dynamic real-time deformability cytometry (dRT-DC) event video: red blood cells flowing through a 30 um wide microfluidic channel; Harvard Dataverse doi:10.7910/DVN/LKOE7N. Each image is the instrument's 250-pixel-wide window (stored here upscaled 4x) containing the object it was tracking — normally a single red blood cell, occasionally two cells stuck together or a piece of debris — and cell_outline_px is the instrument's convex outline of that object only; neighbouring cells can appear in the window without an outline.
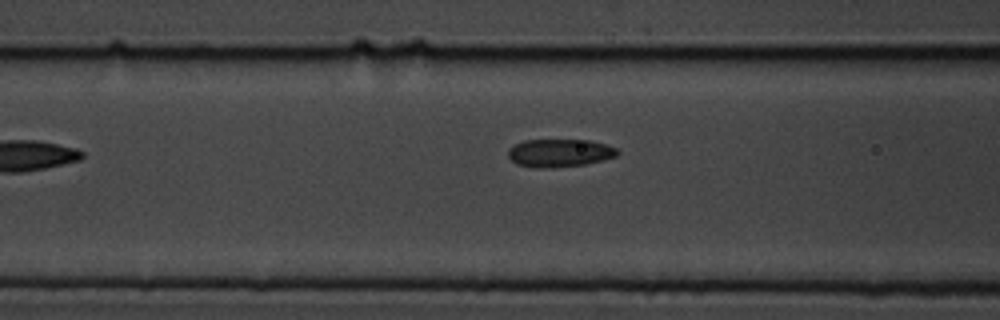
{"species": "common noctule bat (a hibernating species)", "species_latin": "Nyctalus noctula", "temperature_condition": "cold", "stored_images_in_passage": 4, "camera_frame_rate_fps": 3000, "um_per_image_px": 0.085, "animal": {"sex": "male", "body_mass_g": 19.5, "forearm_length_mm": 54.6}, "frame": {"image": 1, "passage_image": 3, "time_ms": 2.333, "image_size_px": [1000, 320], "cell_outline_px": [[620, 152], [616, 156], [604, 160], [584, 164], [552, 168], [536, 168], [516, 164], [508, 156], [508, 148], [524, 140], [588, 140], [604, 144], [616, 148]], "centroid_in_image_um": [47.55, 13.01], "position_along_channel_um": 119.0, "area_um2": 17.8}}
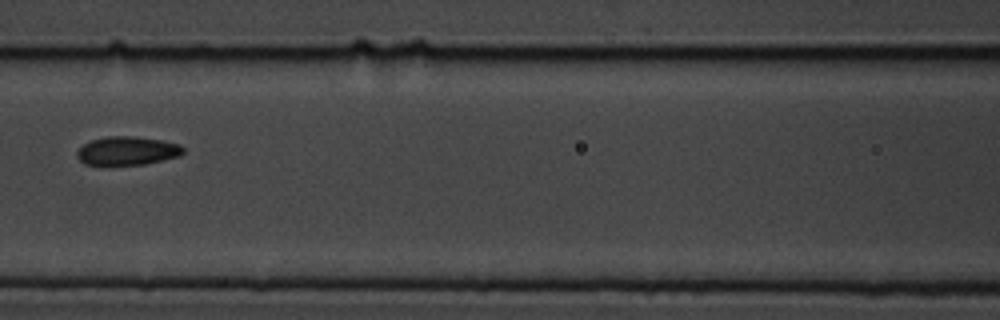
{"frame": {"image": 2, "passage_image": 4, "time_ms": 3.333, "image_size_px": [1000, 320], "cell_outline_px": [[184, 152], [180, 156], [144, 164], [108, 168], [84, 164], [76, 156], [76, 152], [84, 144], [92, 140], [108, 136], [132, 136], [160, 140], [180, 144], [184, 148]], "centroid_in_image_um": [10.77, 12.87], "position_along_channel_um": 155.8, "area_um2": 18.32}}